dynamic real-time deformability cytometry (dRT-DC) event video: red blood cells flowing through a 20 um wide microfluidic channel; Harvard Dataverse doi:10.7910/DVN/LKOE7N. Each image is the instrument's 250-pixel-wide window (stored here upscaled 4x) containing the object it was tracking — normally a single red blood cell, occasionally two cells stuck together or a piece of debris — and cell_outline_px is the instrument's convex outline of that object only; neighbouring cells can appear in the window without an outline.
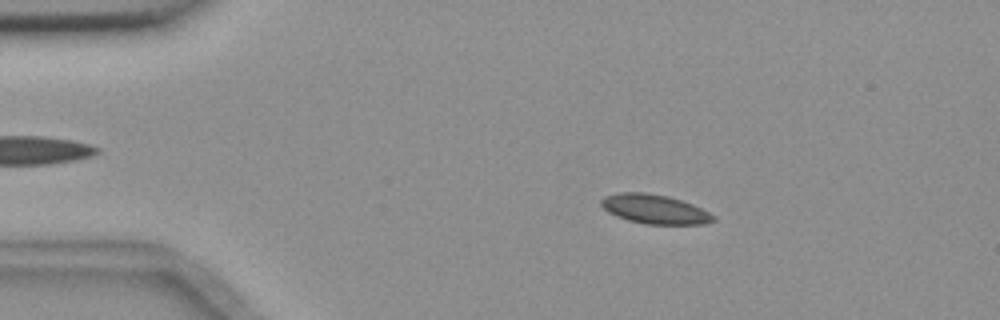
{"species": "common noctule bat (a hibernating species)", "species_latin": "Nyctalus noctula", "temperature_condition": "room temperature", "stored_images_in_passage": 4, "camera_frame_rate_fps": 3000, "um_per_image_px": 0.085, "animal": {"sex": "female", "body_mass_g": 18.4}, "frame": {"image": 1, "passage_image": 2, "time_ms": 1.0, "image_size_px": [1000, 320], "cell_outline_px": [[716, 220], [704, 224], [644, 224], [628, 220], [616, 216], [608, 212], [600, 204], [600, 200], [604, 196], [616, 192], [644, 192], [668, 196], [692, 204], [716, 216]], "centroid_in_image_um": [55.62, 17.77], "position_along_channel_um": 29.4, "area_um2": 19.19}}
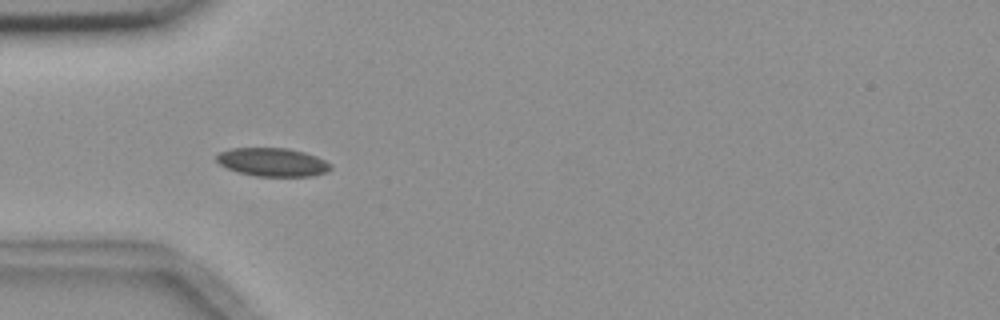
{"frame": {"image": 2, "passage_image": 4, "time_ms": 3.333, "image_size_px": [1000, 320], "cell_outline_px": [[332, 168], [328, 172], [312, 176], [256, 176], [236, 172], [220, 164], [216, 160], [216, 156], [220, 152], [232, 148], [288, 148], [304, 152], [316, 156], [332, 164]], "centroid_in_image_um": [23.19, 13.78], "position_along_channel_um": 61.8, "area_um2": 18.96}}